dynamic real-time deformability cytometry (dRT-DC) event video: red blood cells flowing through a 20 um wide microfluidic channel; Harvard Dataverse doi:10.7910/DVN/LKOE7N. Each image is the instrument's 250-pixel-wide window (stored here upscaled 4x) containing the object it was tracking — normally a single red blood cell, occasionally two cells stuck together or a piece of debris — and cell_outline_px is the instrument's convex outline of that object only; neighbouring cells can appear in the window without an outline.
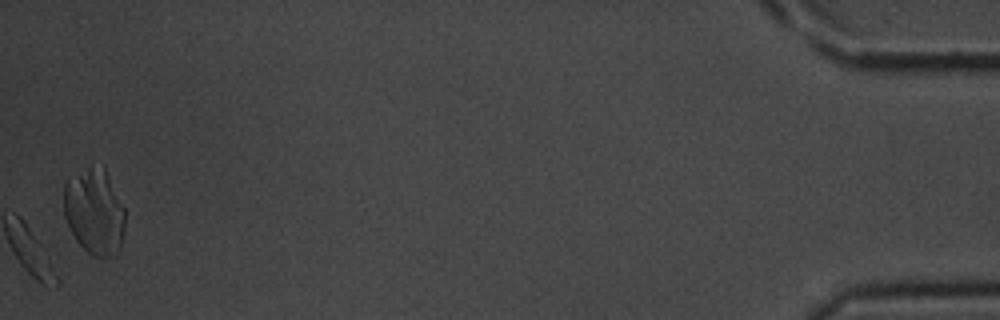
{"species": "common noctule bat (a hibernating species)", "species_latin": "Nyctalus noctula", "temperature_condition": "room temperature", "stored_images_in_passage": 26, "camera_frame_rate_fps": 3000, "um_per_image_px": 0.085, "animal": {"sex": "male", "body_mass_g": 20.1, "forearm_length_mm": 53.5}, "frame": {"image": 1, "passage_image": 26, "time_ms": 8.333, "image_size_px": [1000, 320], "cell_outline_px": [[124, 228], [120, 244], [116, 256], [92, 256], [76, 240], [64, 216], [64, 184], [68, 180], [92, 164], [104, 164], [124, 208]], "centroid_in_image_um": [8.04, 17.94], "position_along_channel_um": 427.2, "area_um2": 30.69}}